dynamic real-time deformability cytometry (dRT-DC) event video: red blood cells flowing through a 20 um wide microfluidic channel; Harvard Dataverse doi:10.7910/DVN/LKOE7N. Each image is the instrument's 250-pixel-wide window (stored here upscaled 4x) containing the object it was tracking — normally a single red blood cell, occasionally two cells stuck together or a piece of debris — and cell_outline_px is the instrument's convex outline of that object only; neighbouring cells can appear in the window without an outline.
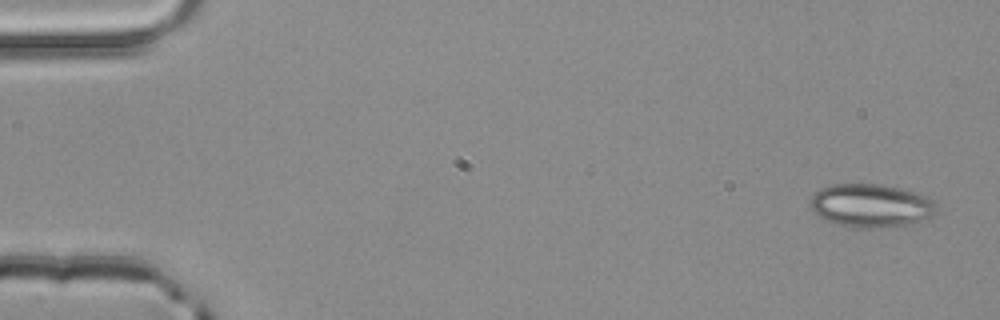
{"species": "common noctule bat (a hibernating species)", "species_latin": "Nyctalus noctula", "temperature_condition": "room temperature", "stored_images_in_passage": 4, "camera_frame_rate_fps": 3000, "um_per_image_px": 0.085, "animal": {"sex": "male", "body_mass_g": 20.4}, "frame": {"image": 1, "passage_image": 1, "time_ms": 0.0, "image_size_px": [1000, 320], "cell_outline_px": [[940, 208], [932, 216], [908, 224], [888, 228], [852, 228], [836, 224], [812, 212], [808, 204], [812, 196], [820, 188], [832, 184], [880, 184], [900, 188], [916, 192], [928, 196], [936, 200]], "centroid_in_image_um": [74.06, 17.48], "position_along_channel_um": 10.9, "area_um2": 32.48}}
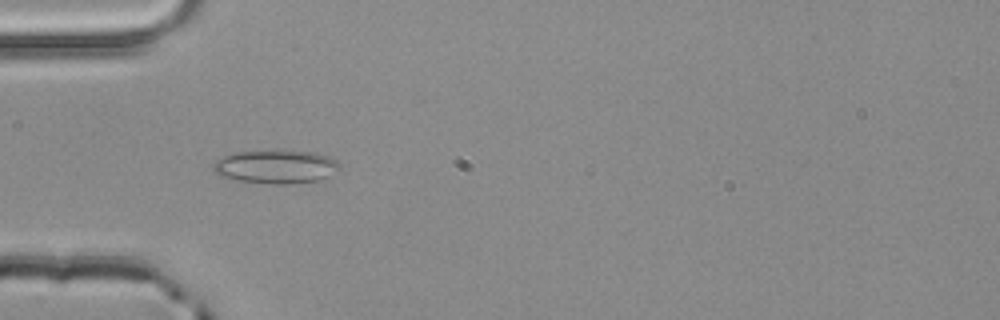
{"frame": {"image": 2, "passage_image": 4, "time_ms": 1.0, "image_size_px": [1000, 320], "cell_outline_px": [[340, 164], [328, 176], [320, 180], [288, 184], [272, 184], [236, 180], [220, 176], [212, 168], [212, 164], [216, 160], [232, 152], [316, 152], [328, 156], [336, 160]], "centroid_in_image_um": [23.4, 14.19], "position_along_channel_um": 61.6, "area_um2": 24.1}}